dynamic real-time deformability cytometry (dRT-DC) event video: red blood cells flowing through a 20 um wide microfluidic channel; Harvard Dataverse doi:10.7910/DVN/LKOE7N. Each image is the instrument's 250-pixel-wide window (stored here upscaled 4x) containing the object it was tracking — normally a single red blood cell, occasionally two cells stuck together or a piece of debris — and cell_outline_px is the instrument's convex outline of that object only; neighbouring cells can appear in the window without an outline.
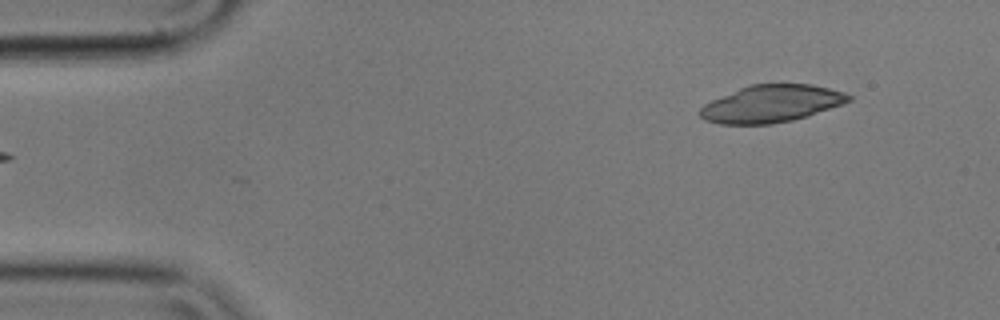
{"species": "common noctule bat (a hibernating species)", "species_latin": "Nyctalus noctula", "temperature_condition": "cold", "stored_images_in_passage": 4, "segment_of_instrument_passage": [2, 2], "camera_frame_rate_fps": 3000, "um_per_image_px": 0.085, "animal": {"sex": "male", "body_mass_g": 17.9}, "frame": {"image": 1, "passage_image": 4, "time_ms": 1.0, "image_size_px": [1000, 320], "cell_outline_px": [[852, 100], [808, 116], [792, 120], [772, 124], [720, 124], [704, 120], [700, 116], [700, 108], [704, 104], [712, 100], [740, 88], [752, 84], [812, 84], [844, 92], [852, 96]], "centroid_in_image_um": [65.56, 8.82], "position_along_channel_um": 19.4, "area_um2": 32.08}}